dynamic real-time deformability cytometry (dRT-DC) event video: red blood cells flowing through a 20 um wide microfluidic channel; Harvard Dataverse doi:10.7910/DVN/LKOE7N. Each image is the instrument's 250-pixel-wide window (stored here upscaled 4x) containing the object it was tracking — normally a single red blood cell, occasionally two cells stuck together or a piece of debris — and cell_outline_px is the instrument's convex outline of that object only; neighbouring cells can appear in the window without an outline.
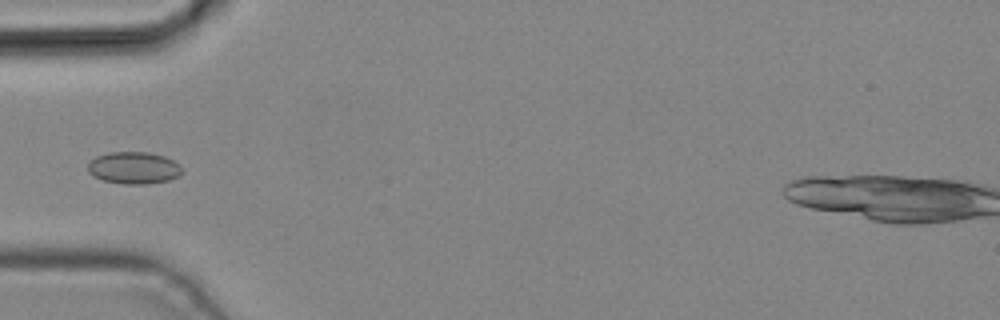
{"species": "common noctule bat (a hibernating species)", "species_latin": "Nyctalus noctula", "temperature_condition": "cold", "stored_images_in_passage": 6, "camera_frame_rate_fps": 3000, "um_per_image_px": 0.085, "animal": {"sex": "male", "body_mass_g": 19.2, "forearm_length_mm": 51.8}, "frame": {"image": 1, "passage_image": 5, "time_ms": 1.333, "image_size_px": [1000, 320], "cell_outline_px": [[184, 172], [180, 176], [168, 180], [148, 184], [124, 184], [104, 180], [92, 176], [88, 172], [88, 164], [96, 156], [108, 152], [148, 152], [164, 156], [180, 164], [184, 168]], "centroid_in_image_um": [11.41, 14.27], "position_along_channel_um": 73.6, "area_um2": 17.8}}
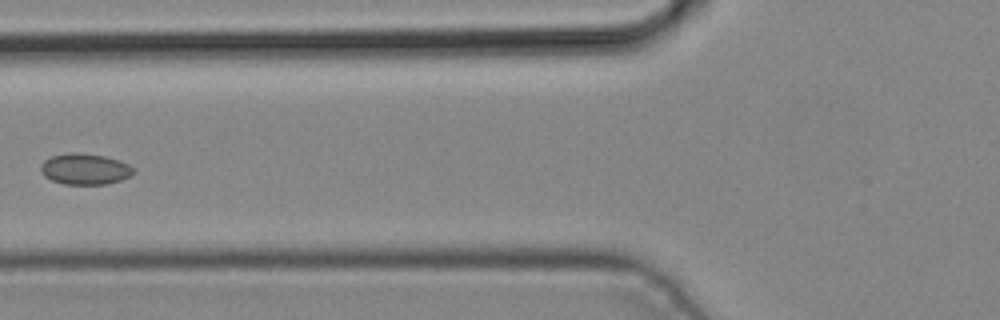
{"frame": {"image": 2, "passage_image": 6, "time_ms": 1.667, "image_size_px": [1000, 320], "cell_outline_px": [[136, 172], [132, 176], [108, 184], [64, 184], [52, 180], [44, 176], [40, 172], [40, 164], [44, 160], [52, 156], [72, 152], [76, 152], [104, 156], [128, 164], [136, 168]], "centroid_in_image_um": [7.23, 14.37], "position_along_channel_um": 118.6, "area_um2": 16.88}}